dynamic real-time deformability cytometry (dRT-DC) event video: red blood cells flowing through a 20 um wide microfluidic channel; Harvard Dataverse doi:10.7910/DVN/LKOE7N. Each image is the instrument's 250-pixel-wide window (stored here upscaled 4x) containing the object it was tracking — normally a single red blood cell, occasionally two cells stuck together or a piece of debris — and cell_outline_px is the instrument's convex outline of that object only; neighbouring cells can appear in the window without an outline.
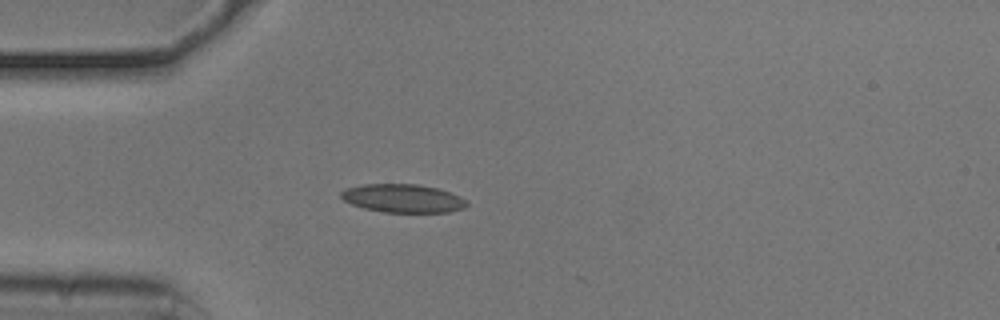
{"species": "common noctule bat (a hibernating species)", "species_latin": "Nyctalus noctula", "temperature_condition": "cold", "stored_images_in_passage": 17, "camera_frame_rate_fps": 3000, "um_per_image_px": 0.085, "animal": {"sex": "male", "body_mass_g": 20.5, "forearm_length_mm": 52.5}, "frame": {"image": 1, "passage_image": 14, "time_ms": 4.333, "image_size_px": [1000, 320], "cell_outline_px": [[468, 204], [464, 208], [448, 212], [384, 212], [364, 208], [352, 204], [344, 200], [340, 196], [340, 192], [344, 188], [364, 184], [416, 184], [436, 188], [460, 196], [468, 200]], "centroid_in_image_um": [34.24, 16.86], "position_along_channel_um": 50.8, "area_um2": 20.75}}